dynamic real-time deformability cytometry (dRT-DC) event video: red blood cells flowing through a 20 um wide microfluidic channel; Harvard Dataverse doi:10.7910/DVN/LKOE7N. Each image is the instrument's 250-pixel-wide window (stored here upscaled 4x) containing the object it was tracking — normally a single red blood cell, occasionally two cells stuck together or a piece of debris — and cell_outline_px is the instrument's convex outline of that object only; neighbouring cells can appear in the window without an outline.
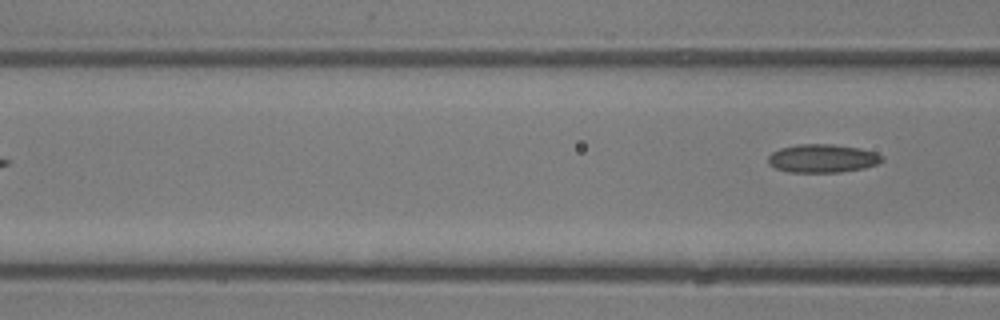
{"species": "common noctule bat (a hibernating species)", "species_latin": "Nyctalus noctula", "temperature_condition": "room temperature", "stored_images_in_passage": 6, "camera_frame_rate_fps": 3000, "um_per_image_px": 0.085, "animal": {"sex": "male", "body_mass_g": 13.3}, "frame": {"image": 1, "passage_image": 6, "time_ms": 6.667, "image_size_px": [1000, 320], "cell_outline_px": [[884, 160], [876, 164], [864, 168], [840, 172], [788, 172], [776, 168], [768, 164], [768, 156], [772, 152], [780, 148], [796, 144], [832, 144], [860, 148], [876, 152], [884, 156]], "centroid_in_image_um": [69.91, 13.46], "position_along_channel_um": 96.7, "area_um2": 18.96}}